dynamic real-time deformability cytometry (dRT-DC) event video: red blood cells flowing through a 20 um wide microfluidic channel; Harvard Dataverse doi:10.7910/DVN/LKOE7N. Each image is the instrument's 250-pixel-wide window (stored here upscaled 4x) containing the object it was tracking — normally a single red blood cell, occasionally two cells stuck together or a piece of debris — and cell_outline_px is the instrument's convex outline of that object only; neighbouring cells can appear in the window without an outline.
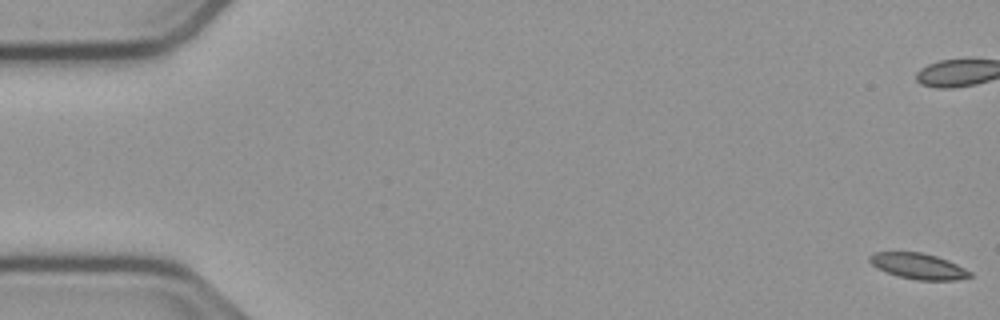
{"species": "common noctule bat (a hibernating species)", "species_latin": "Nyctalus noctula", "temperature_condition": "cold", "stored_images_in_passage": 56, "camera_frame_rate_fps": 3000, "um_per_image_px": 0.085, "animal": {"sex": "male", "body_mass_g": 23.1, "forearm_length_mm": 52.7}, "frame": {"image": 1, "passage_image": 1, "time_ms": 0.0, "image_size_px": [1000, 320], "cell_outline_px": [[972, 276], [956, 280], [916, 280], [900, 276], [888, 272], [872, 264], [868, 260], [868, 256], [876, 252], [920, 252], [936, 256], [948, 260], [972, 272]], "centroid_in_image_um": [78.08, 22.62], "position_along_channel_um": 6.9, "area_um2": 14.85}}
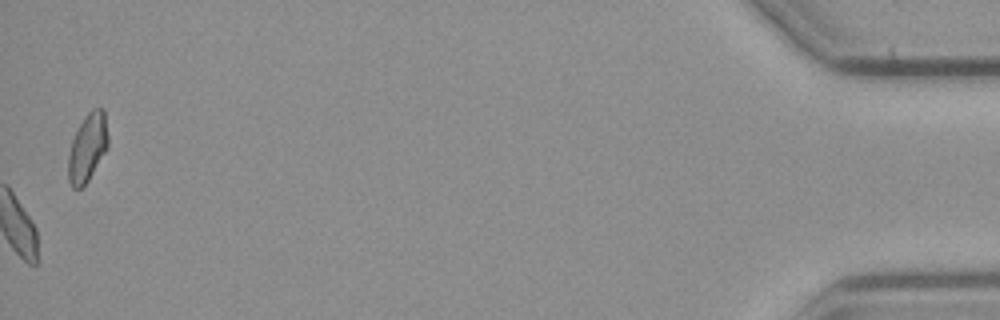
{"frame": {"image": 2, "passage_image": 56, "time_ms": 18.333, "image_size_px": [1000, 320], "cell_outline_px": [[108, 148], [88, 180], [80, 188], [72, 188], [68, 180], [68, 156], [72, 140], [84, 116], [92, 108], [104, 108], [108, 136]], "centroid_in_image_um": [7.45, 12.53], "position_along_channel_um": 427.8, "area_um2": 15.78}, "authors_computed_cell_mechanics": {"area_um2": 15.7794, "velocity_mm_per_s": 3.757, "shape_relaxation_time_tau1_ms": null, "shape_relaxation_time_tau2_ms": 6.9638, "deformation_change_tau1": null, "deformation_change_tau2": 0.1128}}